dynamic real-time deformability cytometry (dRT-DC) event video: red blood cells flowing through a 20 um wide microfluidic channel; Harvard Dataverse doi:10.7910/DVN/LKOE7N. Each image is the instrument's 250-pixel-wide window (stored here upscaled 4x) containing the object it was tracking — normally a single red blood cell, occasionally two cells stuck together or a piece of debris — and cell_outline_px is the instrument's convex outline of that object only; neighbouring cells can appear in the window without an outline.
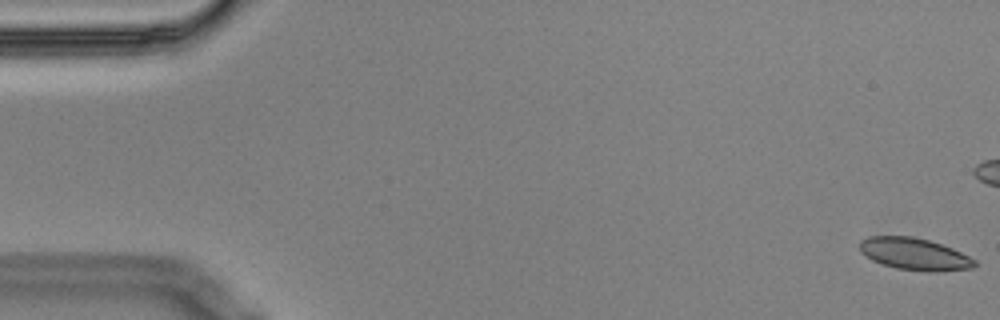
{"species": "Egyptian fruit bat (a non-hibernating species)", "species_latin": "Rousettus aegyptiacus", "temperature_condition": "cold", "stored_images_in_passage": 6, "camera_frame_rate_fps": 3000, "um_per_image_px": 0.085, "animal": {"sex": "male"}, "frame": {"image": 1, "passage_image": 1, "time_ms": 0.0, "image_size_px": [1000, 320], "cell_outline_px": [[976, 264], [972, 268], [936, 272], [928, 272], [896, 268], [872, 260], [864, 256], [860, 252], [860, 240], [868, 236], [912, 236], [928, 240], [952, 248], [976, 260]], "centroid_in_image_um": [77.7, 21.59], "position_along_channel_um": 7.3, "area_um2": 21.44}}